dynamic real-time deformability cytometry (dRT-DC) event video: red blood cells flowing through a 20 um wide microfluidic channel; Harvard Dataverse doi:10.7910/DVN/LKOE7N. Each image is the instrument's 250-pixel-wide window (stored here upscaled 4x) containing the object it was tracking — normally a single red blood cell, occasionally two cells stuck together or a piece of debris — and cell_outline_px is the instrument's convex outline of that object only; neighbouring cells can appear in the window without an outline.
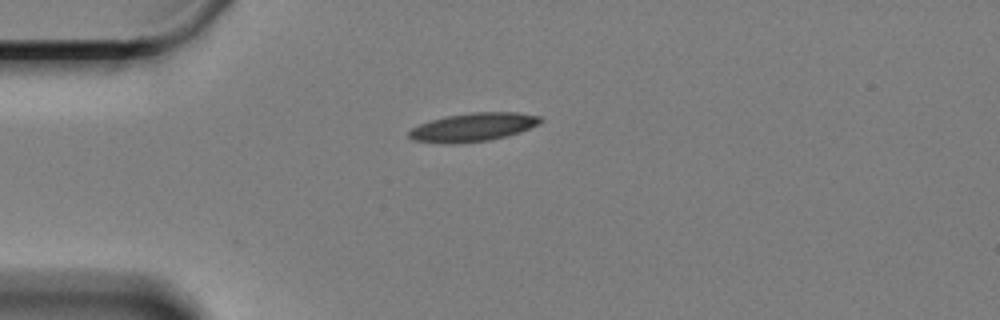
{"species": "Egyptian fruit bat (a non-hibernating species)", "species_latin": "Rousettus aegyptiacus", "temperature_condition": "cold", "stored_images_in_passage": 42, "camera_frame_rate_fps": 3000, "um_per_image_px": 0.085, "animal": {"sex": "female"}, "frame": {"image": 1, "passage_image": 1, "time_ms": 0.0, "image_size_px": [1000, 320], "cell_outline_px": [[544, 120], [540, 124], [520, 132], [508, 136], [488, 140], [452, 144], [444, 144], [412, 140], [408, 136], [408, 132], [412, 128], [420, 124], [444, 116], [472, 112], [516, 112], [540, 116]], "centroid_in_image_um": [40.22, 10.81], "position_along_channel_um": 44.8, "area_um2": 21.96}}
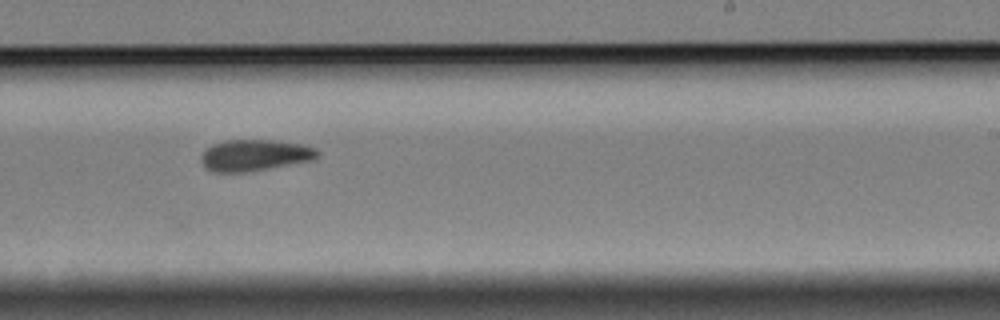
{"frame": {"image": 2, "passage_image": 23, "time_ms": 7.333, "image_size_px": [1000, 320], "cell_outline_px": [[320, 156], [316, 160], [252, 172], [212, 172], [204, 168], [200, 160], [200, 156], [212, 144], [224, 140], [276, 140], [304, 144], [316, 148], [320, 152]], "centroid_in_image_um": [21.71, 13.21], "position_along_channel_um": 267.3, "area_um2": 21.96}}
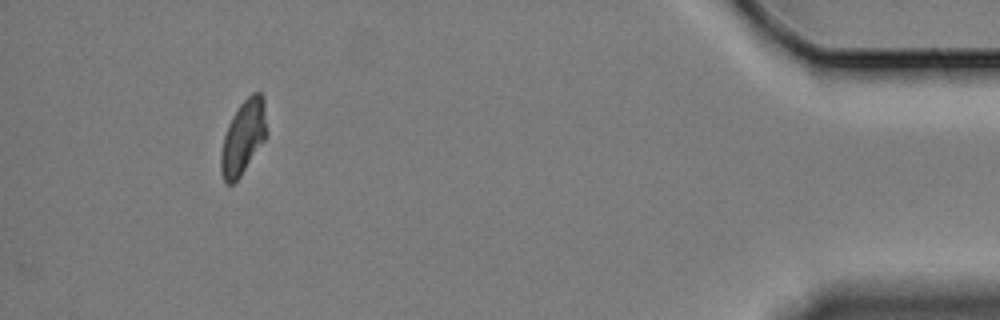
{"frame": {"image": 3, "passage_image": 42, "time_ms": 13.667, "image_size_px": [1000, 320], "cell_outline_px": [[264, 140], [240, 176], [232, 184], [228, 184], [224, 180], [220, 172], [220, 152], [224, 136], [228, 124], [232, 116], [240, 104], [252, 92], [260, 92], [264, 96]], "centroid_in_image_um": [20.62, 11.67], "position_along_channel_um": 414.6, "area_um2": 19.19}, "authors_computed_cell_mechanics": {"area_um2": 21.2415, "velocity_mm_per_s": 3.2905, "shape_relaxation_time_tau1_ms": 4.7369, "shape_relaxation_time_tau2_ms": 6.9318, "deformation_change_tau1": 0.1401, "deformation_change_tau2": 0.124}}